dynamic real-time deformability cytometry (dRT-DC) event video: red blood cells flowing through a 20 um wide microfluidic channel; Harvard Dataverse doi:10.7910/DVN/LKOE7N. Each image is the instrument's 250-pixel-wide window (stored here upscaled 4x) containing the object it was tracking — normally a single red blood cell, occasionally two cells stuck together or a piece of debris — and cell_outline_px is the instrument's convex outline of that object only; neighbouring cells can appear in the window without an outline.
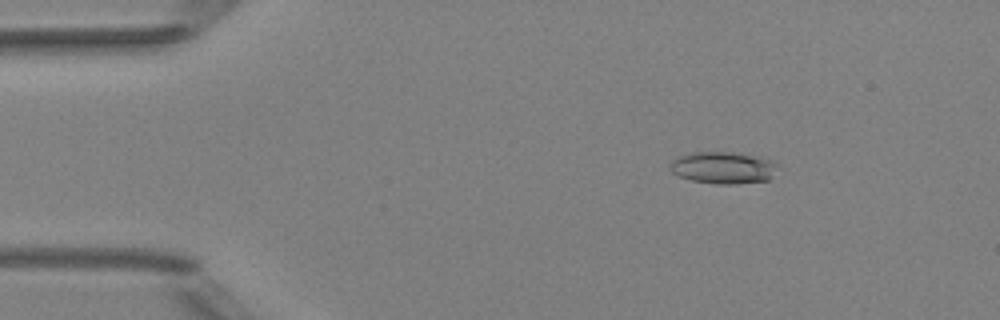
{"species": "Egyptian fruit bat (a non-hibernating species)", "species_latin": "Rousettus aegyptiacus", "temperature_condition": "room temperature", "stored_images_in_passage": 52, "camera_frame_rate_fps": 3000, "um_per_image_px": 0.085, "animal": {"sex": "female"}, "frame": {"image": 1, "passage_image": 8, "time_ms": 2.333, "image_size_px": [1000, 320], "cell_outline_px": [[776, 164], [768, 180], [732, 184], [716, 184], [692, 180], [680, 176], [672, 172], [668, 168], [672, 160], [676, 156], [692, 152], [740, 152], [760, 156], [772, 160]], "centroid_in_image_um": [61.41, 14.23], "position_along_channel_um": 23.6, "area_um2": 20.06}}
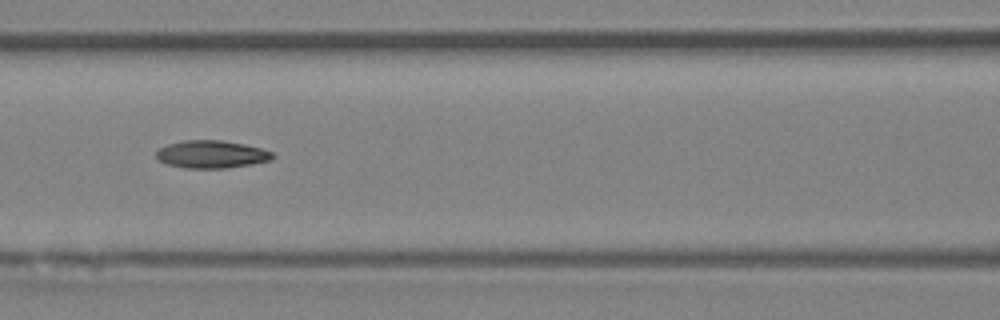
{"frame": {"image": 2, "passage_image": 23, "time_ms": 7.333, "image_size_px": [1000, 320], "cell_outline_px": [[276, 156], [272, 160], [252, 164], [228, 168], [184, 168], [168, 164], [160, 160], [156, 156], [156, 152], [160, 148], [168, 144], [184, 140], [220, 140], [244, 144], [260, 148], [272, 152]], "centroid_in_image_um": [18.01, 13.12], "position_along_channel_um": 148.6, "area_um2": 18.73}}
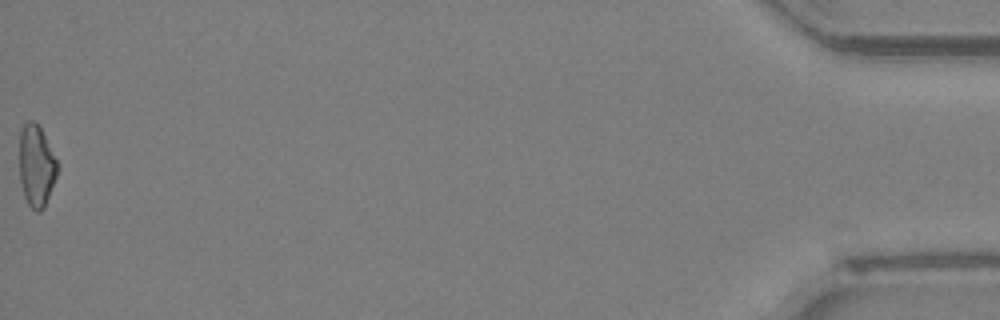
{"frame": {"image": 3, "passage_image": 52, "time_ms": 17.0, "image_size_px": [1000, 320], "cell_outline_px": [[60, 164], [56, 176], [44, 208], [40, 212], [36, 212], [28, 204], [24, 196], [20, 180], [20, 128], [28, 120], [32, 120], [40, 128]], "centroid_in_image_um": [3.1, 14.1], "position_along_channel_um": 432.1, "area_um2": 18.09}, "authors_computed_cell_mechanics": {"area_um2": 18.496, "velocity_mm_per_s": 4.0138, "shape_relaxation_time_tau1_ms": null, "shape_relaxation_time_tau2_ms": 5.2822, "deformation_change_tau1": null, "deformation_change_tau2": 0.1298}}